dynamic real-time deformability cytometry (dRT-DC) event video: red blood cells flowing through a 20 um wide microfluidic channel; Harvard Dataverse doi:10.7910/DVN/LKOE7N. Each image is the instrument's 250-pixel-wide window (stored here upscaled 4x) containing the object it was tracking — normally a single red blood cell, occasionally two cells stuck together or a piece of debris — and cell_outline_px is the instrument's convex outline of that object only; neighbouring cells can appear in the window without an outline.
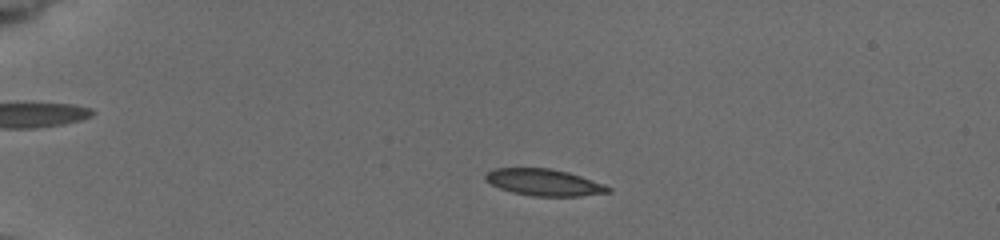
{"species": "common noctule bat (a hibernating species)", "species_latin": "Nyctalus noctula", "temperature_condition": "cold", "stored_images_in_passage": 23, "camera_frame_rate_fps": 3000, "um_per_image_px": 0.085, "animal": {"sex": "female", "body_mass_g": 19.5, "forearm_length_mm": 54.1}, "frame": {"image": 1, "passage_image": 8, "time_ms": 3.0, "image_size_px": [1000, 240], "cell_outline_px": [[612, 192], [580, 196], [532, 196], [512, 192], [500, 188], [484, 180], [484, 176], [488, 172], [496, 168], [548, 168], [568, 172], [604, 184], [612, 188]], "centroid_in_image_um": [46.26, 15.51], "position_along_channel_um": 38.7, "area_um2": 19.02}}
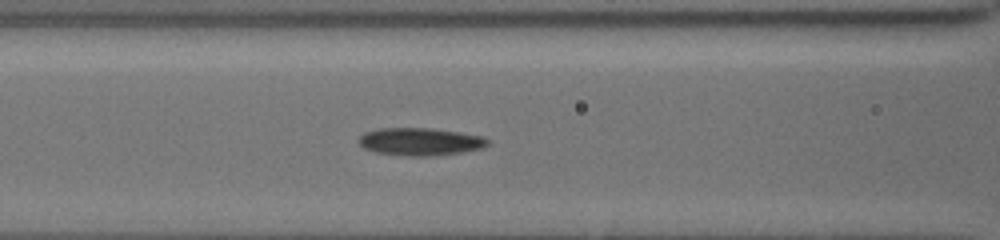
{"frame": {"image": 2, "passage_image": 17, "time_ms": 7.0, "image_size_px": [1000, 240], "cell_outline_px": [[488, 144], [480, 148], [460, 152], [436, 156], [404, 156], [376, 152], [364, 148], [356, 140], [364, 132], [380, 128], [432, 128], [460, 132], [484, 136], [488, 140]], "centroid_in_image_um": [35.68, 12.03], "position_along_channel_um": 130.9, "area_um2": 20.87}}
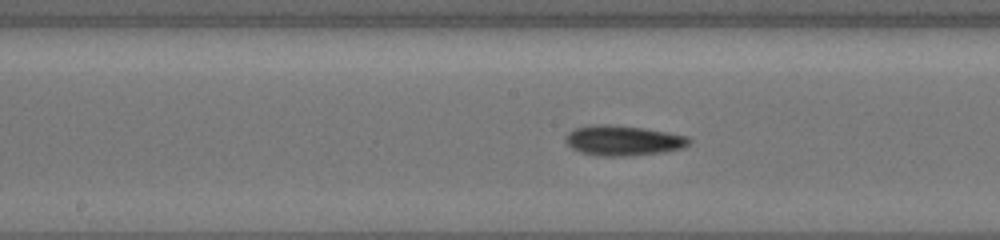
{"frame": {"image": 3, "passage_image": 21, "time_ms": 8.667, "image_size_px": [1000, 240], "cell_outline_px": [[692, 140], [684, 148], [664, 152], [632, 156], [596, 156], [580, 152], [572, 148], [564, 140], [564, 136], [568, 132], [576, 128], [596, 124], [608, 124], [644, 128], [668, 132], [688, 136]], "centroid_in_image_um": [52.97, 11.95], "position_along_channel_um": 195.2, "area_um2": 21.96}}